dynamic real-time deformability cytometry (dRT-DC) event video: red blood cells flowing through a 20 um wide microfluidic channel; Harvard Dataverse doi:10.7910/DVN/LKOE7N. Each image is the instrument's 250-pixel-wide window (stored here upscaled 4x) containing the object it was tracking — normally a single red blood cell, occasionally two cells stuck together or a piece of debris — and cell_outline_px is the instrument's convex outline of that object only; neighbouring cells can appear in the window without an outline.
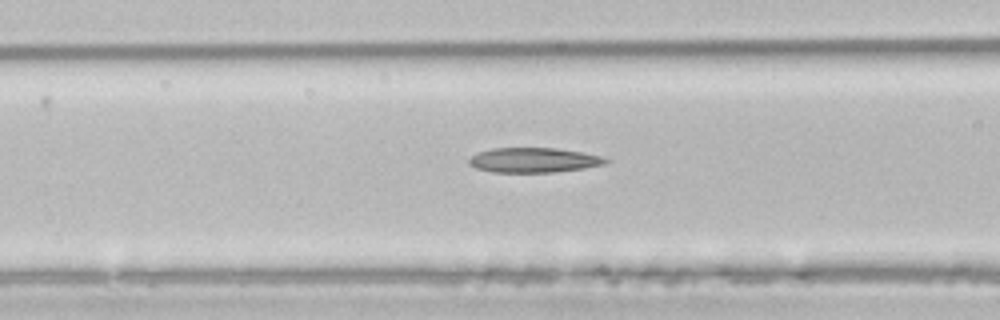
{"species": "common noctule bat (a hibernating species)", "species_latin": "Nyctalus noctula", "temperature_condition": "room temperature", "stored_images_in_passage": 4, "camera_frame_rate_fps": 3000, "um_per_image_px": 0.085, "animal": {"sex": "male", "body_mass_g": 21.5, "forearm_length_mm": 52.0}, "frame": {"image": 1, "passage_image": 4, "time_ms": 4.333, "image_size_px": [1000, 320], "cell_outline_px": [[612, 160], [604, 164], [584, 168], [556, 172], [492, 172], [476, 168], [468, 164], [468, 160], [476, 152], [492, 148], [556, 148], [604, 156]], "centroid_in_image_um": [45.37, 13.61], "position_along_channel_um": 121.2, "area_um2": 19.88}}